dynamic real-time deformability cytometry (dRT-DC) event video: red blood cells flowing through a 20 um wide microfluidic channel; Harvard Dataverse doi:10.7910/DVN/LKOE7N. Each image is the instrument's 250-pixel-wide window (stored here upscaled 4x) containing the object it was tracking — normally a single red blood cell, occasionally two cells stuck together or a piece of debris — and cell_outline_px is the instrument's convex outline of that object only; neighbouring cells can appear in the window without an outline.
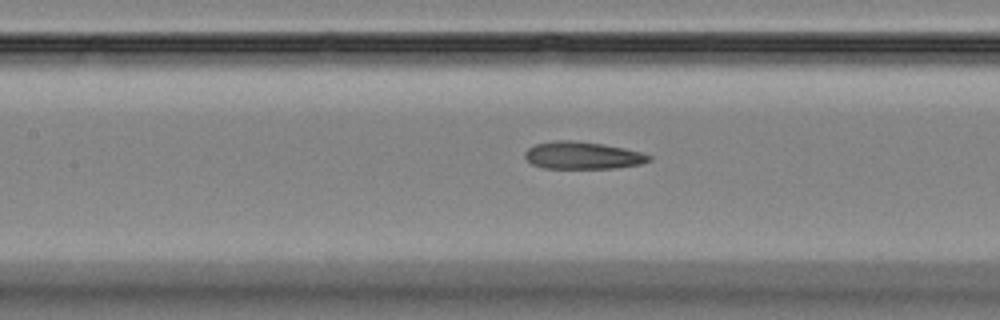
{"species": "Egyptian fruit bat (a non-hibernating species)", "species_latin": "Rousettus aegyptiacus", "temperature_condition": "room temperature", "stored_images_in_passage": 13, "camera_frame_rate_fps": 3000, "um_per_image_px": 0.085, "animal": {"sex": "female"}, "frame": {"image": 1, "passage_image": 11, "time_ms": 3.333, "image_size_px": [1000, 320], "cell_outline_px": [[652, 160], [640, 164], [616, 168], [544, 168], [532, 164], [524, 156], [524, 152], [528, 148], [536, 144], [552, 140], [568, 140], [604, 144], [624, 148], [640, 152], [652, 156]], "centroid_in_image_um": [49.51, 13.21], "position_along_channel_um": 157.9, "area_um2": 19.77}}